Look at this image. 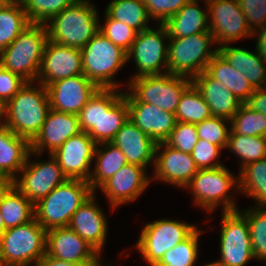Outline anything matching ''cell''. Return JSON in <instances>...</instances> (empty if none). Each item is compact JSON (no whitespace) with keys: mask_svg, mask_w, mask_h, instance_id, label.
Returning a JSON list of instances; mask_svg holds the SVG:
<instances>
[{"mask_svg":"<svg viewBox=\"0 0 266 266\" xmlns=\"http://www.w3.org/2000/svg\"><path fill=\"white\" fill-rule=\"evenodd\" d=\"M26 82L19 92L4 105L2 121L16 135L32 142L39 134L50 110L48 89Z\"/></svg>","mask_w":266,"mask_h":266,"instance_id":"1","label":"cell"},{"mask_svg":"<svg viewBox=\"0 0 266 266\" xmlns=\"http://www.w3.org/2000/svg\"><path fill=\"white\" fill-rule=\"evenodd\" d=\"M47 41L46 24L30 23L0 52V64L33 83L38 78Z\"/></svg>","mask_w":266,"mask_h":266,"instance_id":"2","label":"cell"},{"mask_svg":"<svg viewBox=\"0 0 266 266\" xmlns=\"http://www.w3.org/2000/svg\"><path fill=\"white\" fill-rule=\"evenodd\" d=\"M93 193L87 181L67 179L34 205L35 219L46 231L67 227L72 215Z\"/></svg>","mask_w":266,"mask_h":266,"instance_id":"3","label":"cell"},{"mask_svg":"<svg viewBox=\"0 0 266 266\" xmlns=\"http://www.w3.org/2000/svg\"><path fill=\"white\" fill-rule=\"evenodd\" d=\"M47 23L50 41L80 49L94 37L100 25L98 12L89 0H76Z\"/></svg>","mask_w":266,"mask_h":266,"instance_id":"4","label":"cell"},{"mask_svg":"<svg viewBox=\"0 0 266 266\" xmlns=\"http://www.w3.org/2000/svg\"><path fill=\"white\" fill-rule=\"evenodd\" d=\"M83 74L99 89H118L113 81L117 71L128 62L127 52L113 44L100 31L81 48Z\"/></svg>","mask_w":266,"mask_h":266,"instance_id":"5","label":"cell"},{"mask_svg":"<svg viewBox=\"0 0 266 266\" xmlns=\"http://www.w3.org/2000/svg\"><path fill=\"white\" fill-rule=\"evenodd\" d=\"M129 83L128 91H131L124 92L127 102L149 103L175 114L182 94L192 81L188 77L166 73L132 78Z\"/></svg>","mask_w":266,"mask_h":266,"instance_id":"6","label":"cell"},{"mask_svg":"<svg viewBox=\"0 0 266 266\" xmlns=\"http://www.w3.org/2000/svg\"><path fill=\"white\" fill-rule=\"evenodd\" d=\"M46 232L35 217L5 230L0 236V258L6 266H37L46 255Z\"/></svg>","mask_w":266,"mask_h":266,"instance_id":"7","label":"cell"},{"mask_svg":"<svg viewBox=\"0 0 266 266\" xmlns=\"http://www.w3.org/2000/svg\"><path fill=\"white\" fill-rule=\"evenodd\" d=\"M215 43L210 31L168 39L167 71L172 75L194 78L205 71L218 52L210 50Z\"/></svg>","mask_w":266,"mask_h":266,"instance_id":"8","label":"cell"},{"mask_svg":"<svg viewBox=\"0 0 266 266\" xmlns=\"http://www.w3.org/2000/svg\"><path fill=\"white\" fill-rule=\"evenodd\" d=\"M234 177L224 166L198 169L185 188L193 192L195 204L208 212H212L219 204L223 206V212L235 211L238 210L235 201L228 197L231 188L237 186L235 189H239V178Z\"/></svg>","mask_w":266,"mask_h":266,"instance_id":"9","label":"cell"},{"mask_svg":"<svg viewBox=\"0 0 266 266\" xmlns=\"http://www.w3.org/2000/svg\"><path fill=\"white\" fill-rule=\"evenodd\" d=\"M196 228L176 220L150 222L143 227L136 248L150 266H156L164 253L185 240Z\"/></svg>","mask_w":266,"mask_h":266,"instance_id":"10","label":"cell"},{"mask_svg":"<svg viewBox=\"0 0 266 266\" xmlns=\"http://www.w3.org/2000/svg\"><path fill=\"white\" fill-rule=\"evenodd\" d=\"M220 233L221 266H244L254 258L249 223L240 210L222 213Z\"/></svg>","mask_w":266,"mask_h":266,"instance_id":"11","label":"cell"},{"mask_svg":"<svg viewBox=\"0 0 266 266\" xmlns=\"http://www.w3.org/2000/svg\"><path fill=\"white\" fill-rule=\"evenodd\" d=\"M159 25L158 29L154 30L150 27L139 32L127 52V60L133 57L138 67L137 74L132 78L168 73V45L163 43L164 40L169 39V35L166 26L164 24ZM162 64L166 68L164 73H161Z\"/></svg>","mask_w":266,"mask_h":266,"instance_id":"12","label":"cell"},{"mask_svg":"<svg viewBox=\"0 0 266 266\" xmlns=\"http://www.w3.org/2000/svg\"><path fill=\"white\" fill-rule=\"evenodd\" d=\"M209 31L219 46L253 36L238 0H205Z\"/></svg>","mask_w":266,"mask_h":266,"instance_id":"13","label":"cell"},{"mask_svg":"<svg viewBox=\"0 0 266 266\" xmlns=\"http://www.w3.org/2000/svg\"><path fill=\"white\" fill-rule=\"evenodd\" d=\"M49 155L48 162L30 163V152L25 166L19 172L23 174L22 177L14 180V186L34 205L67 180L56 159Z\"/></svg>","mask_w":266,"mask_h":266,"instance_id":"14","label":"cell"},{"mask_svg":"<svg viewBox=\"0 0 266 266\" xmlns=\"http://www.w3.org/2000/svg\"><path fill=\"white\" fill-rule=\"evenodd\" d=\"M97 143L85 132L67 139L51 155L56 159L67 179L89 181L90 165Z\"/></svg>","mask_w":266,"mask_h":266,"instance_id":"15","label":"cell"},{"mask_svg":"<svg viewBox=\"0 0 266 266\" xmlns=\"http://www.w3.org/2000/svg\"><path fill=\"white\" fill-rule=\"evenodd\" d=\"M46 254L75 264L101 263L99 253L68 226L47 230Z\"/></svg>","mask_w":266,"mask_h":266,"instance_id":"16","label":"cell"},{"mask_svg":"<svg viewBox=\"0 0 266 266\" xmlns=\"http://www.w3.org/2000/svg\"><path fill=\"white\" fill-rule=\"evenodd\" d=\"M83 74L80 48L69 47L48 39L37 80L47 87L64 78Z\"/></svg>","mask_w":266,"mask_h":266,"instance_id":"17","label":"cell"},{"mask_svg":"<svg viewBox=\"0 0 266 266\" xmlns=\"http://www.w3.org/2000/svg\"><path fill=\"white\" fill-rule=\"evenodd\" d=\"M47 89L51 109L78 115L99 88L80 74L57 80Z\"/></svg>","mask_w":266,"mask_h":266,"instance_id":"18","label":"cell"},{"mask_svg":"<svg viewBox=\"0 0 266 266\" xmlns=\"http://www.w3.org/2000/svg\"><path fill=\"white\" fill-rule=\"evenodd\" d=\"M155 156L153 177L157 180L185 188L198 171L191 154L175 149L166 142L157 143Z\"/></svg>","mask_w":266,"mask_h":266,"instance_id":"19","label":"cell"},{"mask_svg":"<svg viewBox=\"0 0 266 266\" xmlns=\"http://www.w3.org/2000/svg\"><path fill=\"white\" fill-rule=\"evenodd\" d=\"M145 171L144 167L127 163L99 187L113 209L134 201L148 187L150 178Z\"/></svg>","mask_w":266,"mask_h":266,"instance_id":"20","label":"cell"},{"mask_svg":"<svg viewBox=\"0 0 266 266\" xmlns=\"http://www.w3.org/2000/svg\"><path fill=\"white\" fill-rule=\"evenodd\" d=\"M80 132L82 131L78 115L59 112L50 108L41 131L31 142V153L40 155L46 147L52 154L67 139Z\"/></svg>","mask_w":266,"mask_h":266,"instance_id":"21","label":"cell"},{"mask_svg":"<svg viewBox=\"0 0 266 266\" xmlns=\"http://www.w3.org/2000/svg\"><path fill=\"white\" fill-rule=\"evenodd\" d=\"M94 195L95 193L76 210L68 227L100 254L106 240L108 226L103 210L95 203Z\"/></svg>","mask_w":266,"mask_h":266,"instance_id":"22","label":"cell"},{"mask_svg":"<svg viewBox=\"0 0 266 266\" xmlns=\"http://www.w3.org/2000/svg\"><path fill=\"white\" fill-rule=\"evenodd\" d=\"M111 143L123 152L129 164L139 165L145 169L149 163L155 164L157 143L130 119L123 124Z\"/></svg>","mask_w":266,"mask_h":266,"instance_id":"23","label":"cell"},{"mask_svg":"<svg viewBox=\"0 0 266 266\" xmlns=\"http://www.w3.org/2000/svg\"><path fill=\"white\" fill-rule=\"evenodd\" d=\"M129 119L156 143L165 142L177 124L174 113L142 102H127Z\"/></svg>","mask_w":266,"mask_h":266,"instance_id":"24","label":"cell"},{"mask_svg":"<svg viewBox=\"0 0 266 266\" xmlns=\"http://www.w3.org/2000/svg\"><path fill=\"white\" fill-rule=\"evenodd\" d=\"M191 81L209 105L212 116L230 121L244 104L206 70L192 78Z\"/></svg>","mask_w":266,"mask_h":266,"instance_id":"25","label":"cell"},{"mask_svg":"<svg viewBox=\"0 0 266 266\" xmlns=\"http://www.w3.org/2000/svg\"><path fill=\"white\" fill-rule=\"evenodd\" d=\"M129 119V107L124 92L100 89L99 144L111 142Z\"/></svg>","mask_w":266,"mask_h":266,"instance_id":"26","label":"cell"},{"mask_svg":"<svg viewBox=\"0 0 266 266\" xmlns=\"http://www.w3.org/2000/svg\"><path fill=\"white\" fill-rule=\"evenodd\" d=\"M31 152V142L0 122V176L18 179Z\"/></svg>","mask_w":266,"mask_h":266,"instance_id":"27","label":"cell"},{"mask_svg":"<svg viewBox=\"0 0 266 266\" xmlns=\"http://www.w3.org/2000/svg\"><path fill=\"white\" fill-rule=\"evenodd\" d=\"M218 52L228 63L243 74L255 88H266V61L255 53L224 44L217 47Z\"/></svg>","mask_w":266,"mask_h":266,"instance_id":"28","label":"cell"},{"mask_svg":"<svg viewBox=\"0 0 266 266\" xmlns=\"http://www.w3.org/2000/svg\"><path fill=\"white\" fill-rule=\"evenodd\" d=\"M197 1H189L164 23L169 38H181L209 31L208 12L200 9Z\"/></svg>","mask_w":266,"mask_h":266,"instance_id":"29","label":"cell"},{"mask_svg":"<svg viewBox=\"0 0 266 266\" xmlns=\"http://www.w3.org/2000/svg\"><path fill=\"white\" fill-rule=\"evenodd\" d=\"M206 71L243 103L255 91V88L248 82L246 77L231 66L219 52L208 63Z\"/></svg>","mask_w":266,"mask_h":266,"instance_id":"30","label":"cell"},{"mask_svg":"<svg viewBox=\"0 0 266 266\" xmlns=\"http://www.w3.org/2000/svg\"><path fill=\"white\" fill-rule=\"evenodd\" d=\"M99 145H103L105 149H99ZM95 157V170L91 173L88 181L94 192L119 169L127 164L123 152L111 142L97 144L94 154V158Z\"/></svg>","mask_w":266,"mask_h":266,"instance_id":"31","label":"cell"},{"mask_svg":"<svg viewBox=\"0 0 266 266\" xmlns=\"http://www.w3.org/2000/svg\"><path fill=\"white\" fill-rule=\"evenodd\" d=\"M30 24L20 0L0 5V52L9 46Z\"/></svg>","mask_w":266,"mask_h":266,"instance_id":"32","label":"cell"},{"mask_svg":"<svg viewBox=\"0 0 266 266\" xmlns=\"http://www.w3.org/2000/svg\"><path fill=\"white\" fill-rule=\"evenodd\" d=\"M0 214L7 230L30 222L35 217V207L14 186L0 203Z\"/></svg>","mask_w":266,"mask_h":266,"instance_id":"33","label":"cell"},{"mask_svg":"<svg viewBox=\"0 0 266 266\" xmlns=\"http://www.w3.org/2000/svg\"><path fill=\"white\" fill-rule=\"evenodd\" d=\"M105 12L114 20L127 24L138 33L150 28L151 19L143 0H112Z\"/></svg>","mask_w":266,"mask_h":266,"instance_id":"34","label":"cell"},{"mask_svg":"<svg viewBox=\"0 0 266 266\" xmlns=\"http://www.w3.org/2000/svg\"><path fill=\"white\" fill-rule=\"evenodd\" d=\"M239 174L238 191L257 200L258 207H266V158L249 163Z\"/></svg>","mask_w":266,"mask_h":266,"instance_id":"35","label":"cell"},{"mask_svg":"<svg viewBox=\"0 0 266 266\" xmlns=\"http://www.w3.org/2000/svg\"><path fill=\"white\" fill-rule=\"evenodd\" d=\"M175 116L179 122L197 124L212 117V113L199 91L191 84L182 94Z\"/></svg>","mask_w":266,"mask_h":266,"instance_id":"36","label":"cell"},{"mask_svg":"<svg viewBox=\"0 0 266 266\" xmlns=\"http://www.w3.org/2000/svg\"><path fill=\"white\" fill-rule=\"evenodd\" d=\"M226 148L241 159V169L249 163L266 158V137L229 134Z\"/></svg>","mask_w":266,"mask_h":266,"instance_id":"37","label":"cell"},{"mask_svg":"<svg viewBox=\"0 0 266 266\" xmlns=\"http://www.w3.org/2000/svg\"><path fill=\"white\" fill-rule=\"evenodd\" d=\"M202 231L196 228L185 240L164 253L156 266H193L198 257V240Z\"/></svg>","mask_w":266,"mask_h":266,"instance_id":"38","label":"cell"},{"mask_svg":"<svg viewBox=\"0 0 266 266\" xmlns=\"http://www.w3.org/2000/svg\"><path fill=\"white\" fill-rule=\"evenodd\" d=\"M230 133L266 137V117L243 104L230 120Z\"/></svg>","mask_w":266,"mask_h":266,"instance_id":"39","label":"cell"},{"mask_svg":"<svg viewBox=\"0 0 266 266\" xmlns=\"http://www.w3.org/2000/svg\"><path fill=\"white\" fill-rule=\"evenodd\" d=\"M241 213L249 223L254 258L266 262V207L256 206Z\"/></svg>","mask_w":266,"mask_h":266,"instance_id":"40","label":"cell"},{"mask_svg":"<svg viewBox=\"0 0 266 266\" xmlns=\"http://www.w3.org/2000/svg\"><path fill=\"white\" fill-rule=\"evenodd\" d=\"M76 0H20L30 23L47 24Z\"/></svg>","mask_w":266,"mask_h":266,"instance_id":"41","label":"cell"},{"mask_svg":"<svg viewBox=\"0 0 266 266\" xmlns=\"http://www.w3.org/2000/svg\"><path fill=\"white\" fill-rule=\"evenodd\" d=\"M105 25H99V31L113 44L128 52L138 32L120 21L112 19L105 12Z\"/></svg>","mask_w":266,"mask_h":266,"instance_id":"42","label":"cell"},{"mask_svg":"<svg viewBox=\"0 0 266 266\" xmlns=\"http://www.w3.org/2000/svg\"><path fill=\"white\" fill-rule=\"evenodd\" d=\"M225 121L230 123L227 119L212 116L195 124L199 139L220 146L222 149L226 148L230 129H227Z\"/></svg>","mask_w":266,"mask_h":266,"instance_id":"43","label":"cell"},{"mask_svg":"<svg viewBox=\"0 0 266 266\" xmlns=\"http://www.w3.org/2000/svg\"><path fill=\"white\" fill-rule=\"evenodd\" d=\"M82 132L87 133L99 144L100 89L89 99L78 114Z\"/></svg>","mask_w":266,"mask_h":266,"instance_id":"44","label":"cell"},{"mask_svg":"<svg viewBox=\"0 0 266 266\" xmlns=\"http://www.w3.org/2000/svg\"><path fill=\"white\" fill-rule=\"evenodd\" d=\"M198 140L199 137L195 124L177 121L176 126L165 142L175 149L191 154Z\"/></svg>","mask_w":266,"mask_h":266,"instance_id":"45","label":"cell"},{"mask_svg":"<svg viewBox=\"0 0 266 266\" xmlns=\"http://www.w3.org/2000/svg\"><path fill=\"white\" fill-rule=\"evenodd\" d=\"M221 149L220 146L199 139L191 156L198 169H214L223 166L220 162L214 161L219 157Z\"/></svg>","mask_w":266,"mask_h":266,"instance_id":"46","label":"cell"},{"mask_svg":"<svg viewBox=\"0 0 266 266\" xmlns=\"http://www.w3.org/2000/svg\"><path fill=\"white\" fill-rule=\"evenodd\" d=\"M189 1L191 0H143L149 17L155 18L158 24H164Z\"/></svg>","mask_w":266,"mask_h":266,"instance_id":"47","label":"cell"},{"mask_svg":"<svg viewBox=\"0 0 266 266\" xmlns=\"http://www.w3.org/2000/svg\"><path fill=\"white\" fill-rule=\"evenodd\" d=\"M238 3L252 33L266 23V0H238Z\"/></svg>","mask_w":266,"mask_h":266,"instance_id":"48","label":"cell"},{"mask_svg":"<svg viewBox=\"0 0 266 266\" xmlns=\"http://www.w3.org/2000/svg\"><path fill=\"white\" fill-rule=\"evenodd\" d=\"M27 81L0 64V101L5 105Z\"/></svg>","mask_w":266,"mask_h":266,"instance_id":"49","label":"cell"},{"mask_svg":"<svg viewBox=\"0 0 266 266\" xmlns=\"http://www.w3.org/2000/svg\"><path fill=\"white\" fill-rule=\"evenodd\" d=\"M244 104L251 110L260 112L266 117V88L255 89Z\"/></svg>","mask_w":266,"mask_h":266,"instance_id":"50","label":"cell"},{"mask_svg":"<svg viewBox=\"0 0 266 266\" xmlns=\"http://www.w3.org/2000/svg\"><path fill=\"white\" fill-rule=\"evenodd\" d=\"M37 266H102L101 264H75L61 261L47 254L38 262ZM109 266V265H107ZM111 266V265H110Z\"/></svg>","mask_w":266,"mask_h":266,"instance_id":"51","label":"cell"},{"mask_svg":"<svg viewBox=\"0 0 266 266\" xmlns=\"http://www.w3.org/2000/svg\"><path fill=\"white\" fill-rule=\"evenodd\" d=\"M258 30L260 31L255 30L253 33L255 36L256 32H259L257 36L256 52L263 60L266 61V23Z\"/></svg>","mask_w":266,"mask_h":266,"instance_id":"52","label":"cell"},{"mask_svg":"<svg viewBox=\"0 0 266 266\" xmlns=\"http://www.w3.org/2000/svg\"><path fill=\"white\" fill-rule=\"evenodd\" d=\"M13 187L14 179L0 176V203Z\"/></svg>","mask_w":266,"mask_h":266,"instance_id":"53","label":"cell"},{"mask_svg":"<svg viewBox=\"0 0 266 266\" xmlns=\"http://www.w3.org/2000/svg\"><path fill=\"white\" fill-rule=\"evenodd\" d=\"M5 232V223L3 217L0 214V236Z\"/></svg>","mask_w":266,"mask_h":266,"instance_id":"54","label":"cell"},{"mask_svg":"<svg viewBox=\"0 0 266 266\" xmlns=\"http://www.w3.org/2000/svg\"><path fill=\"white\" fill-rule=\"evenodd\" d=\"M3 115H4V104L0 101V122L2 118H4Z\"/></svg>","mask_w":266,"mask_h":266,"instance_id":"55","label":"cell"},{"mask_svg":"<svg viewBox=\"0 0 266 266\" xmlns=\"http://www.w3.org/2000/svg\"><path fill=\"white\" fill-rule=\"evenodd\" d=\"M204 266H221L217 261L215 262H212V263H209V264H206Z\"/></svg>","mask_w":266,"mask_h":266,"instance_id":"56","label":"cell"},{"mask_svg":"<svg viewBox=\"0 0 266 266\" xmlns=\"http://www.w3.org/2000/svg\"><path fill=\"white\" fill-rule=\"evenodd\" d=\"M0 266H6V264L4 263V261L0 258Z\"/></svg>","mask_w":266,"mask_h":266,"instance_id":"57","label":"cell"}]
</instances>
